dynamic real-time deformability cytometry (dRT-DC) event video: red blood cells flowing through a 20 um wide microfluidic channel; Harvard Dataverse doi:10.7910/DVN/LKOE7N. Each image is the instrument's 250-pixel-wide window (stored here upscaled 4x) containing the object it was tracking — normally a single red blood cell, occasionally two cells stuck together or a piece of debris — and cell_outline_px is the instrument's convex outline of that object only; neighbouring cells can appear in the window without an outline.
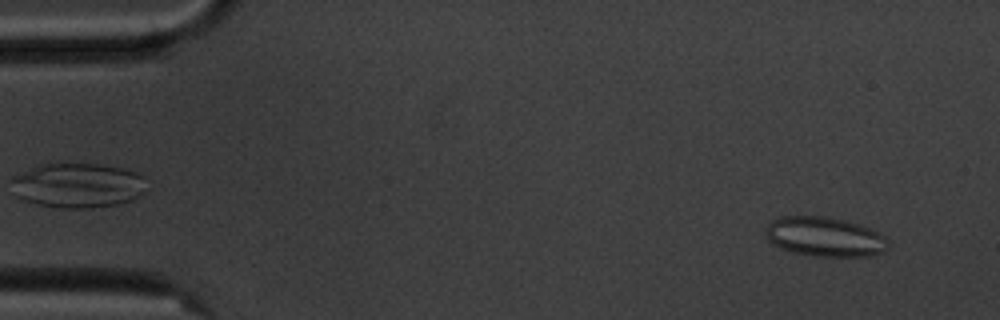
{"species": "common noctule bat (a hibernating species)", "species_latin": "Nyctalus noctula", "temperature_condition": "cold", "stored_images_in_passage": 57, "camera_frame_rate_fps": 3000, "um_per_image_px": 0.085, "animal": {"sex": "male", "body_mass_g": 20.1, "forearm_length_mm": 53.5}, "frame": {"image": 1, "passage_image": 4, "time_ms": 1.0, "image_size_px": [1000, 320], "cell_outline_px": [[888, 248], [884, 252], [872, 256], [812, 256], [792, 252], [772, 244], [768, 240], [764, 232], [768, 224], [772, 220], [780, 216], [824, 216], [844, 220], [868, 228], [884, 236], [888, 240]], "centroid_in_image_um": [70.08, 20.13], "position_along_channel_um": 14.9, "area_um2": 28.26}}
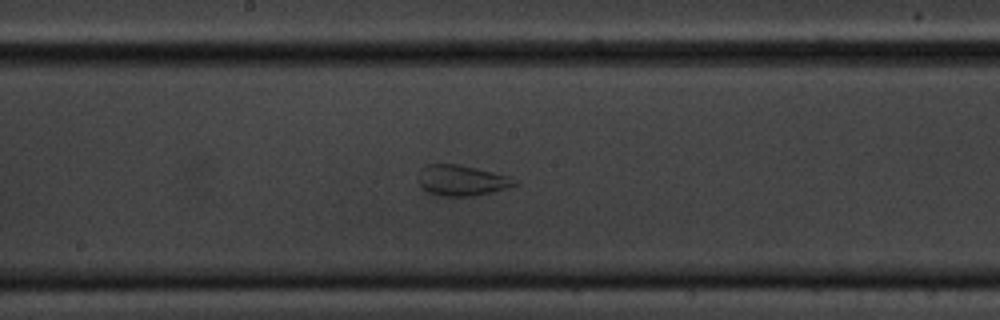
{"frame": {"image": 2, "passage_image": 29, "time_ms": 9.333, "image_size_px": [1000, 320], "cell_outline_px": [[516, 184], [508, 188], [492, 192], [472, 196], [440, 196], [428, 192], [420, 188], [416, 180], [420, 168], [424, 164], [460, 164], [508, 176], [516, 180]], "centroid_in_image_um": [39.15, 15.33], "position_along_channel_um": 209.0, "area_um2": 17.46}}
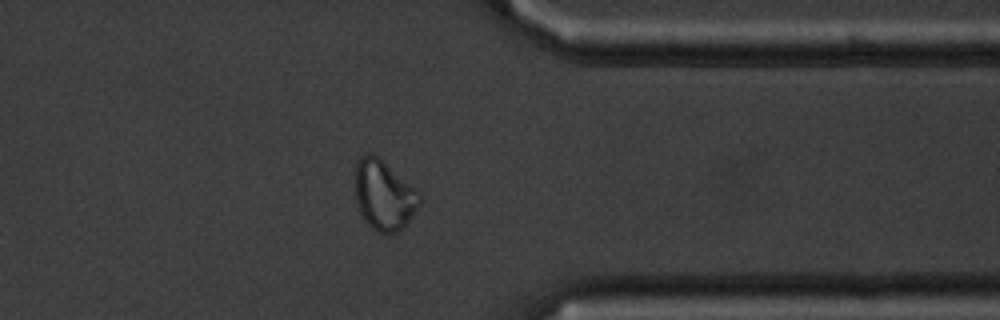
{"frame": {"image": 3, "passage_image": 44, "time_ms": 14.333, "image_size_px": [1000, 320], "cell_outline_px": [[424, 196], [420, 204], [408, 220], [396, 232], [380, 232], [372, 228], [368, 224], [360, 212], [356, 200], [356, 160], [360, 156], [368, 152], [372, 152], [380, 156], [420, 192]], "centroid_in_image_um": [32.65, 16.51], "position_along_channel_um": 378.8, "area_um2": 26.3}}